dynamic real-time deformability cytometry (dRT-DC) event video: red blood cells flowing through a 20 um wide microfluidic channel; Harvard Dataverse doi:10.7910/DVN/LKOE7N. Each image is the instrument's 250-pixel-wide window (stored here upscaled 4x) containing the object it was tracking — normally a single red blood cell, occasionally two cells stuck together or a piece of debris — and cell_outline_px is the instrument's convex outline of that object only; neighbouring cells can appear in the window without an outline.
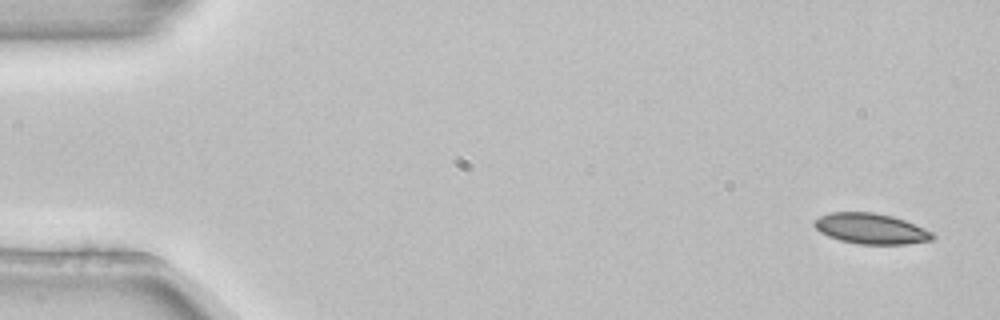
{"species": "common noctule bat (a hibernating species)", "species_latin": "Nyctalus noctula", "temperature_condition": "room temperature", "stored_images_in_passage": 4, "camera_frame_rate_fps": 3000, "um_per_image_px": 0.085, "animal": {"sex": "female", "body_mass_g": 22.7, "forearm_length_mm": 54.2}, "frame": {"image": 1, "passage_image": 1, "time_ms": 0.0, "image_size_px": [1000, 320], "cell_outline_px": [[936, 236], [932, 240], [908, 244], [860, 244], [840, 240], [828, 236], [820, 232], [812, 224], [812, 220], [820, 216], [832, 212], [872, 212], [892, 216], [904, 220], [924, 228], [932, 232]], "centroid_in_image_um": [74.01, 19.43], "position_along_channel_um": 11.0, "area_um2": 21.1}}
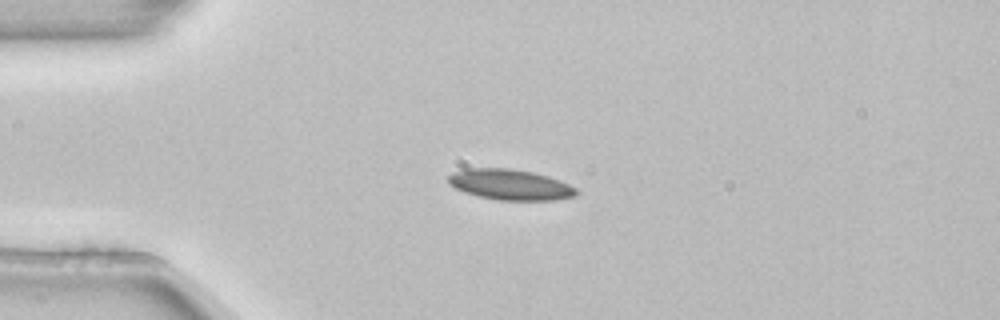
{"frame": {"image": 2, "passage_image": 4, "time_ms": 1.0, "image_size_px": [1000, 320], "cell_outline_px": [[580, 192], [576, 196], [552, 200], [500, 200], [480, 196], [464, 192], [448, 184], [448, 176], [452, 172], [468, 168], [508, 168], [532, 172], [548, 176], [568, 184], [576, 188]], "centroid_in_image_um": [43.36, 15.69], "position_along_channel_um": 41.6, "area_um2": 22.77}}